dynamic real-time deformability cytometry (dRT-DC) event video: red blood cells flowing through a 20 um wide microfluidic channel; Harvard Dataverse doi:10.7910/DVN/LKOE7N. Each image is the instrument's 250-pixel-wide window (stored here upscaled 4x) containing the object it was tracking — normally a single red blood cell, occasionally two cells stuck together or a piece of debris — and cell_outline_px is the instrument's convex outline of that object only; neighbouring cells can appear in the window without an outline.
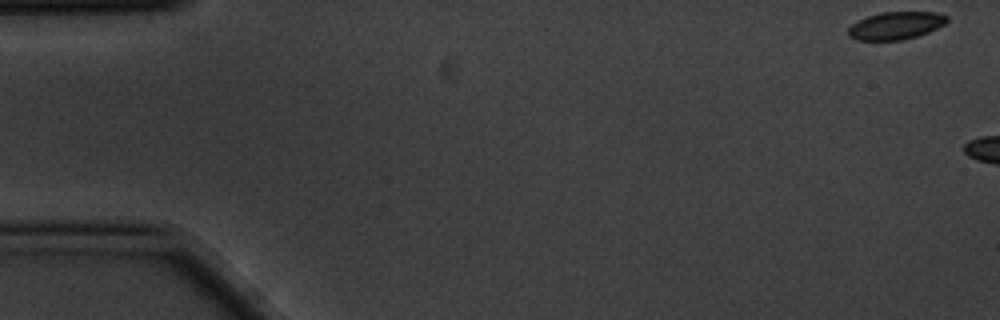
{"species": "common noctule bat (a hibernating species)", "species_latin": "Nyctalus noctula", "temperature_condition": "cold", "stored_images_in_passage": 2, "camera_frame_rate_fps": 3000, "um_per_image_px": 0.085, "animal": {"sex": "male", "body_mass_g": 20.1, "forearm_length_mm": 53.5}, "frame": {"image": 1, "passage_image": 1, "time_ms": 0.0, "image_size_px": [1000, 320], "cell_outline_px": [[948, 20], [944, 24], [928, 32], [904, 40], [856, 40], [848, 36], [848, 28], [852, 24], [868, 16], [880, 12], [936, 12], [948, 16]], "centroid_in_image_um": [76.13, 2.17], "position_along_channel_um": 8.9, "area_um2": 15.84}}